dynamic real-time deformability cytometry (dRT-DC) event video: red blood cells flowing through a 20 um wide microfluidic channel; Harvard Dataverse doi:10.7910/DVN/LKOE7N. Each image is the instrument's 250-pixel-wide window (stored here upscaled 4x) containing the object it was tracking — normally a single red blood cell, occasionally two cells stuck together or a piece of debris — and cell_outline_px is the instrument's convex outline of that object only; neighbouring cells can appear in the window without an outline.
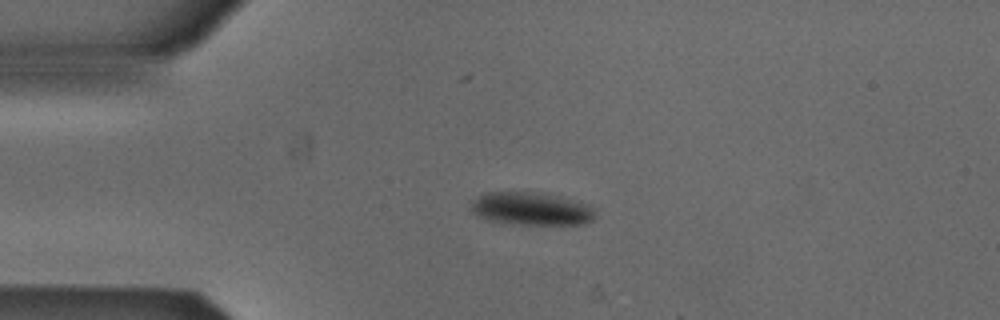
{"species": "Egyptian fruit bat (a non-hibernating species)", "species_latin": "Rousettus aegyptiacus", "temperature_condition": "cold", "stored_images_in_passage": 42, "camera_frame_rate_fps": 3000, "um_per_image_px": 0.085, "animal": {"sex": "male"}, "frame": {"image": 1, "passage_image": 1, "time_ms": 0.0, "image_size_px": [1000, 320], "cell_outline_px": [[596, 216], [592, 220], [580, 224], [520, 224], [488, 220], [476, 216], [468, 208], [472, 200], [484, 192], [540, 192], [588, 204], [592, 208]], "centroid_in_image_um": [45.08, 17.73], "position_along_channel_um": 39.9, "area_um2": 23.81}}
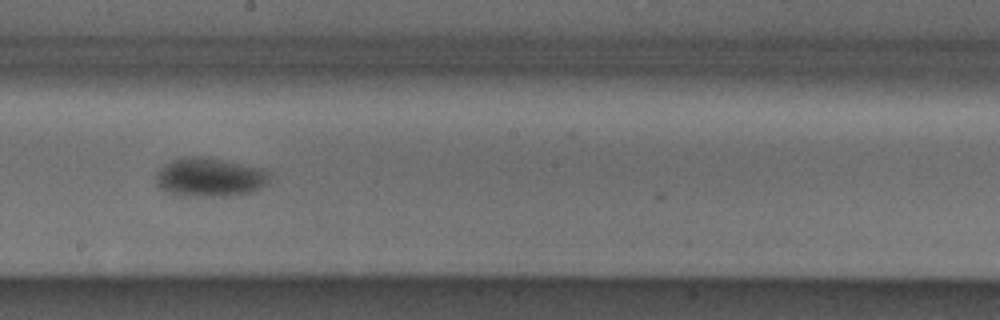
{"frame": {"image": 2, "passage_image": 18, "time_ms": 5.667, "image_size_px": [1000, 320], "cell_outline_px": [[268, 184], [256, 192], [228, 196], [200, 196], [168, 192], [160, 188], [156, 184], [156, 172], [164, 164], [172, 160], [188, 156], [204, 156], [224, 160], [260, 168], [268, 172]], "centroid_in_image_um": [17.84, 15.06], "position_along_channel_um": 230.4, "area_um2": 25.72}}
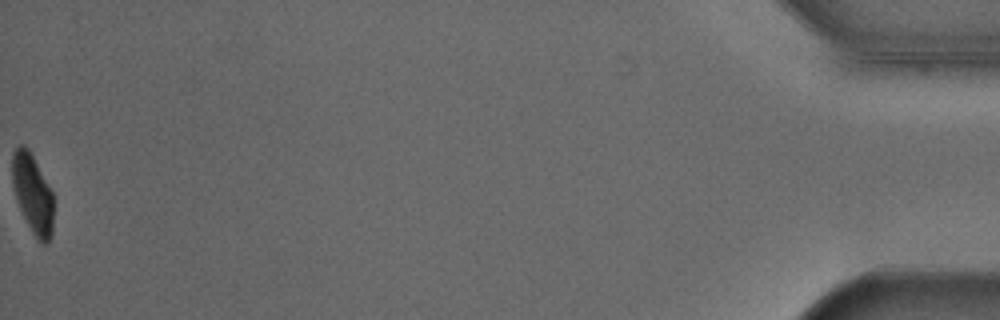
{"frame": {"image": 3, "passage_image": 42, "time_ms": 13.667, "image_size_px": [1000, 320], "cell_outline_px": [[52, 236], [44, 244], [32, 232], [20, 208], [12, 184], [12, 152], [20, 144], [24, 144], [28, 148], [52, 192]], "centroid_in_image_um": [2.75, 16.42], "position_along_channel_um": 432.4, "area_um2": 18.5}, "authors_computed_cell_mechanics": {"area_um2": 23.987, "velocity_mm_per_s": 3.8565, "shape_relaxation_time_tau1_ms": 2.6233, "shape_relaxation_time_tau2_ms": null, "deformation_change_tau1": 0.0874, "deformation_change_tau2": null}}